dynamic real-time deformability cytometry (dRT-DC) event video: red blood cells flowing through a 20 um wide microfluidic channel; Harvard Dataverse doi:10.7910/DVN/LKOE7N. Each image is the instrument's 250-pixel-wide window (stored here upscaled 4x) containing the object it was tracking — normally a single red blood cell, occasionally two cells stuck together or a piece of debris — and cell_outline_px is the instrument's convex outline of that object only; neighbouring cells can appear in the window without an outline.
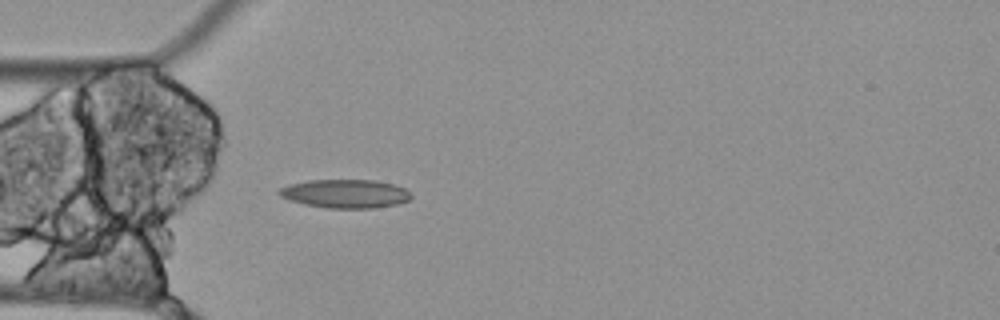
{"species": "Egyptian fruit bat (a non-hibernating species)", "species_latin": "Rousettus aegyptiacus", "temperature_condition": "cold", "stored_images_in_passage": 38, "segment_of_instrument_passage": [1, 2], "camera_frame_rate_fps": 3000, "um_per_image_px": 0.085, "animal": {"sex": "female"}, "frame": {"image": 1, "passage_image": 1, "time_ms": 0.0, "image_size_px": [1000, 320], "cell_outline_px": [[412, 196], [408, 200], [396, 204], [372, 208], [328, 208], [304, 204], [280, 196], [276, 192], [280, 188], [292, 184], [308, 180], [376, 180], [392, 184], [404, 188]], "centroid_in_image_um": [29.34, 16.46], "position_along_channel_um": 55.7, "area_um2": 21.73}}